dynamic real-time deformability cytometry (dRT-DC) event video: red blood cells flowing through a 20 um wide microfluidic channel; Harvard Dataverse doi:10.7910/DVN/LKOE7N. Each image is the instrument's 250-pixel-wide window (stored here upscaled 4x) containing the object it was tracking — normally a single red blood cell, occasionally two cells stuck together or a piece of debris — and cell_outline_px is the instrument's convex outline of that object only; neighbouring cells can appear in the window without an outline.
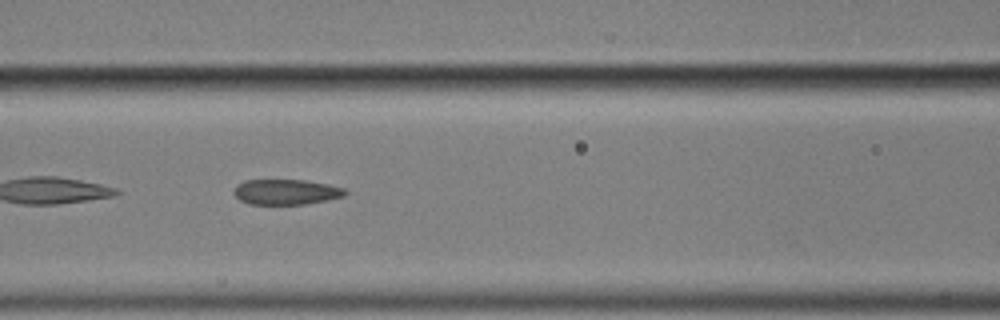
{"species": "common noctule bat (a hibernating species)", "species_latin": "Nyctalus noctula", "temperature_condition": "cold", "stored_images_in_passage": 30, "camera_frame_rate_fps": 3000, "um_per_image_px": 0.085, "animal": {"sex": "male", "body_mass_g": 17.9}, "frame": {"image": 1, "passage_image": 9, "time_ms": 2.667, "image_size_px": [1000, 320], "cell_outline_px": [[348, 192], [344, 196], [328, 200], [304, 204], [248, 204], [240, 200], [232, 192], [236, 184], [244, 180], [308, 180], [328, 184], [344, 188]], "centroid_in_image_um": [24.31, 16.31], "position_along_channel_um": 142.3, "area_um2": 16.59}}
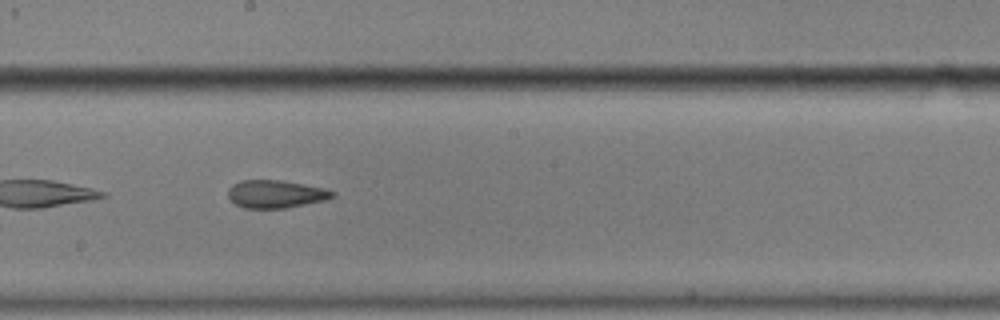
{"frame": {"image": 2, "passage_image": 16, "time_ms": 5.0, "image_size_px": [1000, 320], "cell_outline_px": [[336, 196], [328, 200], [284, 208], [244, 208], [236, 204], [228, 196], [228, 188], [232, 184], [240, 180], [280, 180], [304, 184], [324, 188], [336, 192]], "centroid_in_image_um": [23.46, 16.49], "position_along_channel_um": 224.7, "area_um2": 17.05}}
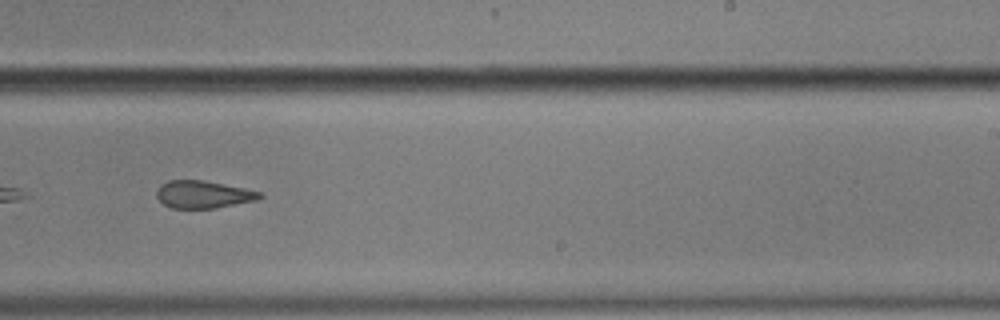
{"frame": {"image": 3, "passage_image": 20, "time_ms": 6.333, "image_size_px": [1000, 320], "cell_outline_px": [[264, 196], [256, 200], [216, 208], [172, 208], [164, 204], [156, 196], [156, 192], [160, 184], [168, 180], [204, 180], [244, 188], [260, 192]], "centroid_in_image_um": [17.26, 16.52], "position_along_channel_um": 271.7, "area_um2": 16.47}, "authors_computed_cell_mechanics": {"area_um2": 17.0799, "velocity_mm_per_s": 3.5387, "shape_relaxation_time_tau1_ms": null, "shape_relaxation_time_tau2_ms": 2.4257, "deformation_change_tau1": null, "deformation_change_tau2": 0.0894}}